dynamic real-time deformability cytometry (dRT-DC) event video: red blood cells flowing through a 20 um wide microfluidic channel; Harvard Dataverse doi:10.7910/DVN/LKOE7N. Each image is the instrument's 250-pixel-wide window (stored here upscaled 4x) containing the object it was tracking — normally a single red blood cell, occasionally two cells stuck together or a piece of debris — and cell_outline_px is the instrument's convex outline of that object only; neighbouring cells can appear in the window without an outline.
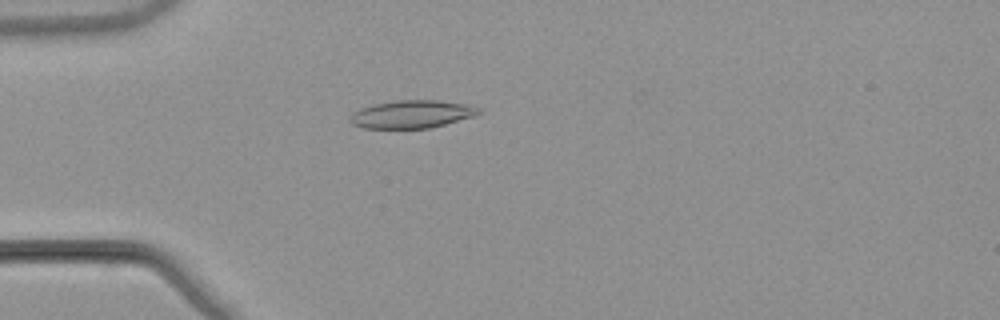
{"species": "common noctule bat (a hibernating species)", "species_latin": "Nyctalus noctula", "temperature_condition": "warm", "stored_images_in_passage": 24, "camera_frame_rate_fps": 3000, "um_per_image_px": 0.085, "animal": {"sex": "male", "body_mass_g": 21.5, "forearm_length_mm": 52.0}, "frame": {"image": 1, "passage_image": 9, "time_ms": 2.667, "image_size_px": [1000, 320], "cell_outline_px": [[480, 112], [476, 116], [428, 128], [364, 128], [352, 124], [348, 120], [352, 112], [360, 108], [376, 104], [396, 100], [440, 100], [464, 104], [480, 108]], "centroid_in_image_um": [34.98, 9.7], "position_along_channel_um": 50.0, "area_um2": 20.81}}
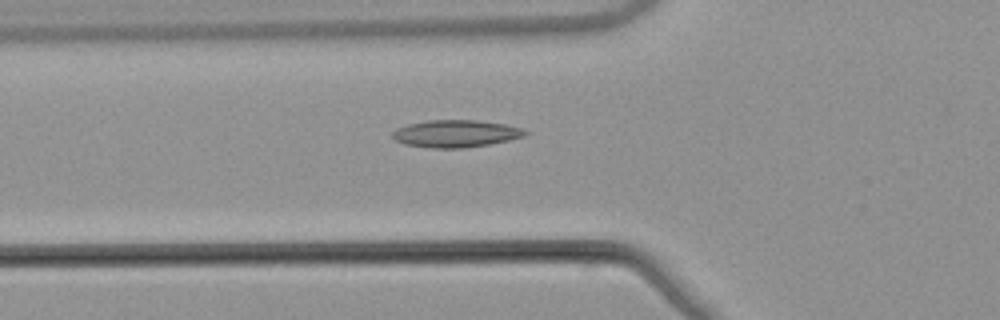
{"frame": {"image": 2, "passage_image": 13, "time_ms": 4.0, "image_size_px": [1000, 320], "cell_outline_px": [[528, 132], [524, 136], [508, 140], [488, 144], [464, 148], [432, 148], [404, 144], [396, 140], [392, 136], [392, 132], [396, 128], [408, 124], [428, 120], [476, 120], [508, 124], [520, 128]], "centroid_in_image_um": [38.72, 11.35], "position_along_channel_um": 87.1, "area_um2": 21.04}}
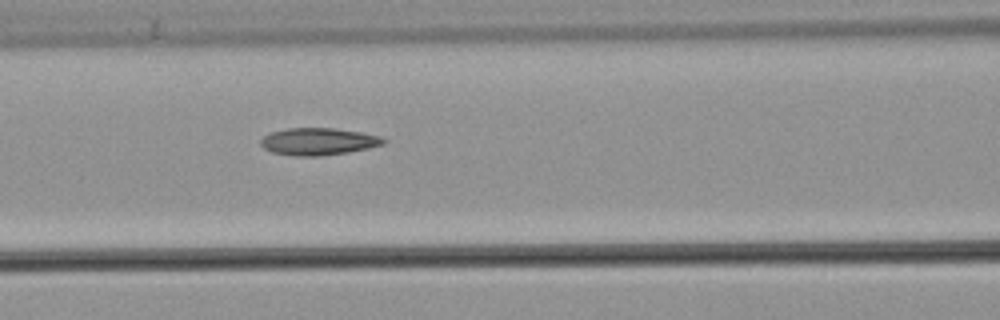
{"frame": {"image": 3, "passage_image": 17, "time_ms": 5.333, "image_size_px": [1000, 320], "cell_outline_px": [[388, 140], [384, 144], [368, 148], [348, 152], [320, 156], [296, 156], [272, 152], [264, 148], [260, 144], [260, 140], [264, 136], [272, 132], [288, 128], [336, 128], [364, 132], [380, 136]], "centroid_in_image_um": [27.1, 12.02], "position_along_channel_um": 139.5, "area_um2": 19.54}}